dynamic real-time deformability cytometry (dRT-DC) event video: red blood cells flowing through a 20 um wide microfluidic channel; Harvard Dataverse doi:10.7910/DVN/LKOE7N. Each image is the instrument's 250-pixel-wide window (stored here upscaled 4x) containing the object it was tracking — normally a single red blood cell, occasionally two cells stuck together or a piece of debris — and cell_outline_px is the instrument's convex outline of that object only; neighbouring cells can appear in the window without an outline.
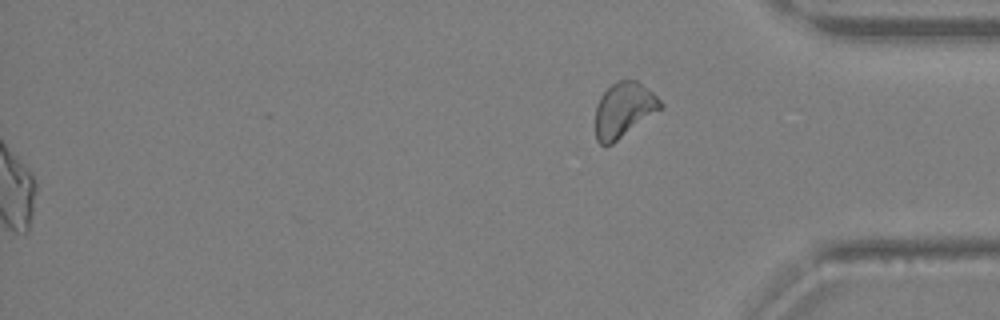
{"species": "Egyptian fruit bat (a non-hibernating species)", "species_latin": "Rousettus aegyptiacus", "temperature_condition": "warm", "stored_images_in_passage": 28, "segment_of_instrument_passage": [2, 2], "camera_frame_rate_fps": 3000, "um_per_image_px": 0.085, "animal": {"sex": "female"}, "frame": {"image": 1, "passage_image": 28, "time_ms": 9.0, "image_size_px": [1000, 320], "cell_outline_px": [[664, 108], [612, 144], [600, 144], [596, 140], [596, 104], [600, 96], [616, 80], [636, 80], [652, 92], [664, 104]], "centroid_in_image_um": [53.04, 9.34], "position_along_channel_um": 382.2, "area_um2": 20.87}}